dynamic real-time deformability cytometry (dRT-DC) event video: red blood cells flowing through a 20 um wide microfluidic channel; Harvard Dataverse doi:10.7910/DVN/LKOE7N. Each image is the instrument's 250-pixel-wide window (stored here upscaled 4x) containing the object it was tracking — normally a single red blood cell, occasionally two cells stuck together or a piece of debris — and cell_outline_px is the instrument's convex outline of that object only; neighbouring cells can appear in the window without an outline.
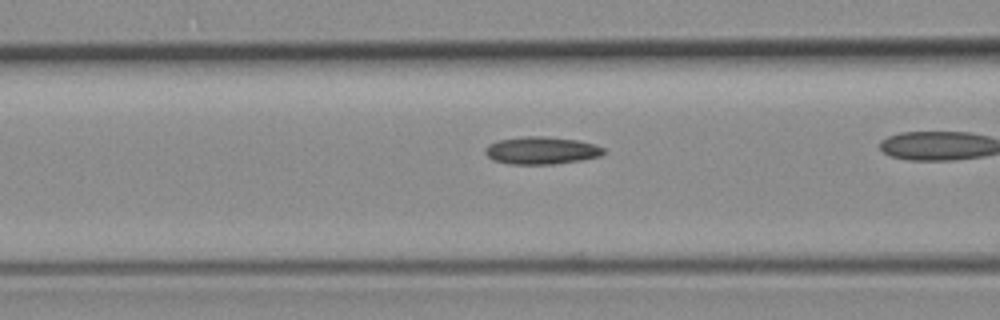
{"species": "common noctule bat (a hibernating species)", "species_latin": "Nyctalus noctula", "temperature_condition": "room temperature", "stored_images_in_passage": 34, "camera_frame_rate_fps": 3000, "um_per_image_px": 0.085, "animal": {"sex": "female", "body_mass_g": 19.3, "forearm_length_mm": 54.1}, "frame": {"image": 1, "passage_image": 15, "time_ms": 4.667, "image_size_px": [1000, 320], "cell_outline_px": [[604, 152], [600, 156], [580, 160], [556, 164], [508, 164], [492, 160], [484, 152], [484, 148], [488, 144], [496, 140], [524, 136], [540, 136], [576, 140], [596, 144], [604, 148]], "centroid_in_image_um": [45.97, 12.79], "position_along_channel_um": 120.6, "area_um2": 19.07}}